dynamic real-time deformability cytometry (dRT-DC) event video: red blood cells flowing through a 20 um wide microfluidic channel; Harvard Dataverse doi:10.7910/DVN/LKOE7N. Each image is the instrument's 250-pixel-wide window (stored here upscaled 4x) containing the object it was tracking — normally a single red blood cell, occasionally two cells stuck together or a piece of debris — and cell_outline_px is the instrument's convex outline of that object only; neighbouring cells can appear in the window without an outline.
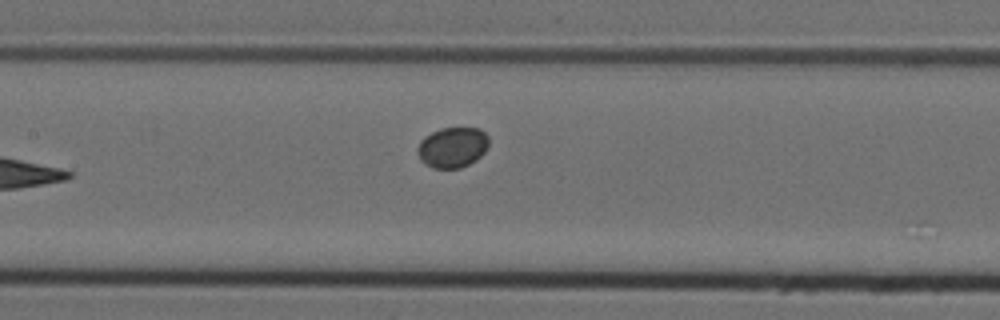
{"species": "Egyptian fruit bat (a non-hibernating species)", "species_latin": "Rousettus aegyptiacus", "temperature_condition": "cold", "stored_images_in_passage": 7, "camera_frame_rate_fps": 3000, "um_per_image_px": 0.085, "animal": {"sex": "female"}, "frame": {"image": 1, "passage_image": 7, "time_ms": 2.0, "image_size_px": [1000, 320], "cell_outline_px": [[488, 144], [484, 152], [476, 160], [460, 168], [432, 168], [424, 164], [420, 160], [416, 148], [420, 140], [424, 136], [440, 128], [480, 128], [488, 136]], "centroid_in_image_um": [38.43, 12.52], "position_along_channel_um": 169.0, "area_um2": 16.94}}